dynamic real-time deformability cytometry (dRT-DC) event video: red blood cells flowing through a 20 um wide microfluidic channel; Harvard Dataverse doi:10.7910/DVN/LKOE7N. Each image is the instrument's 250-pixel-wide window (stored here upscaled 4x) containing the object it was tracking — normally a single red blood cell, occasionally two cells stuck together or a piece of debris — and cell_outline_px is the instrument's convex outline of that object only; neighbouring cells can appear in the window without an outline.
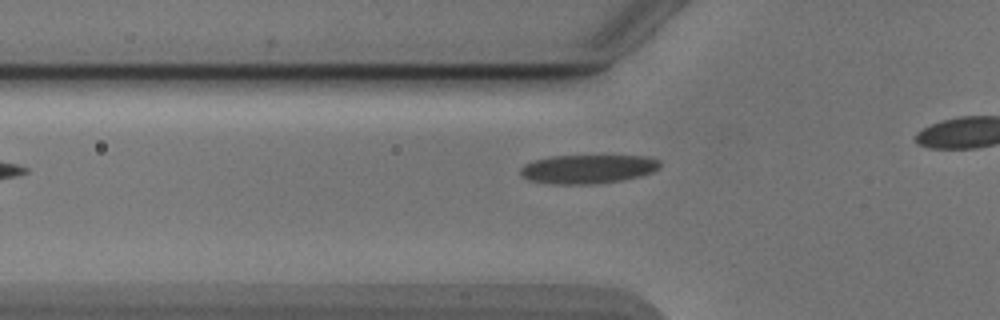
{"species": "Egyptian fruit bat (a non-hibernating species)", "species_latin": "Rousettus aegyptiacus", "temperature_condition": "cold", "stored_images_in_passage": 10, "camera_frame_rate_fps": 3000, "um_per_image_px": 0.085, "animal": {"sex": "male"}, "frame": {"image": 1, "passage_image": 4, "time_ms": 1.0, "image_size_px": [1000, 320], "cell_outline_px": [[660, 168], [652, 172], [640, 176], [620, 180], [592, 184], [552, 184], [532, 180], [524, 176], [520, 172], [520, 168], [524, 164], [532, 160], [552, 156], [644, 156], [660, 160]], "centroid_in_image_um": [49.97, 14.36], "position_along_channel_um": 75.8, "area_um2": 23.29}}
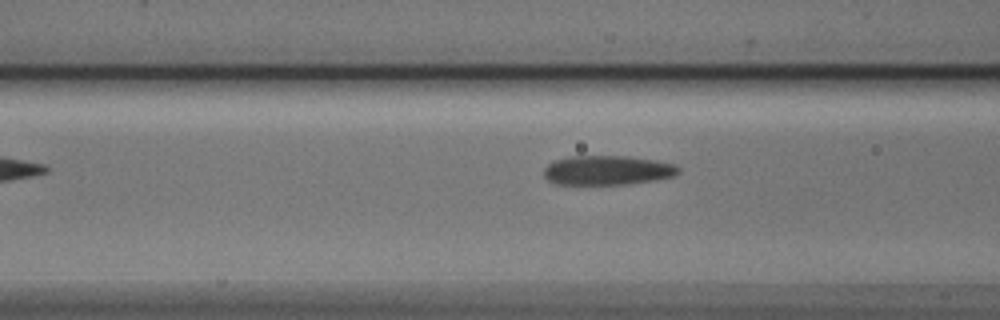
{"frame": {"image": 2, "passage_image": 7, "time_ms": 2.0, "image_size_px": [1000, 320], "cell_outline_px": [[680, 172], [672, 176], [652, 180], [628, 184], [556, 184], [548, 180], [544, 176], [544, 168], [548, 164], [556, 160], [568, 156], [628, 156], [656, 160], [676, 164], [680, 168]], "centroid_in_image_um": [51.63, 14.46], "position_along_channel_um": 115.0, "area_um2": 23.06}}